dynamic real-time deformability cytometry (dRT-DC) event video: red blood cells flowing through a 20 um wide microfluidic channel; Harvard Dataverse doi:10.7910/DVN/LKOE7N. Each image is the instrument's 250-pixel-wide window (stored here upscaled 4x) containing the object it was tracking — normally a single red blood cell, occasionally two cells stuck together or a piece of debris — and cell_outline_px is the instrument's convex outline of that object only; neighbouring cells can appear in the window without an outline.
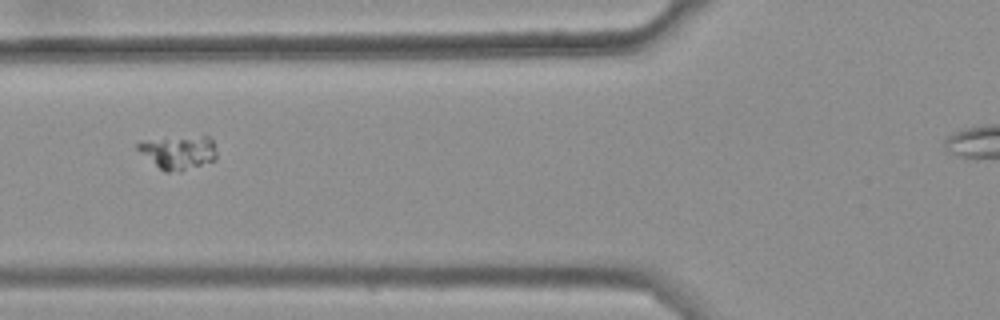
{"species": "common noctule bat (a hibernating species)", "species_latin": "Nyctalus noctula", "temperature_condition": "warm", "stored_images_in_passage": 43, "segment_of_instrument_passage": [2, 2], "camera_frame_rate_fps": 3000, "um_per_image_px": 0.085, "animal": {"sex": "female", "body_mass_g": 25.1}, "frame": {"image": 1, "passage_image": 12, "time_ms": 3.667, "image_size_px": [1000, 320], "cell_outline_px": [[216, 160], [180, 172], [164, 172], [136, 148], [136, 144], [140, 140], [204, 136], [208, 136], [212, 140], [216, 152]], "centroid_in_image_um": [15.17, 12.96], "position_along_channel_um": 110.6, "area_um2": 15.37}}
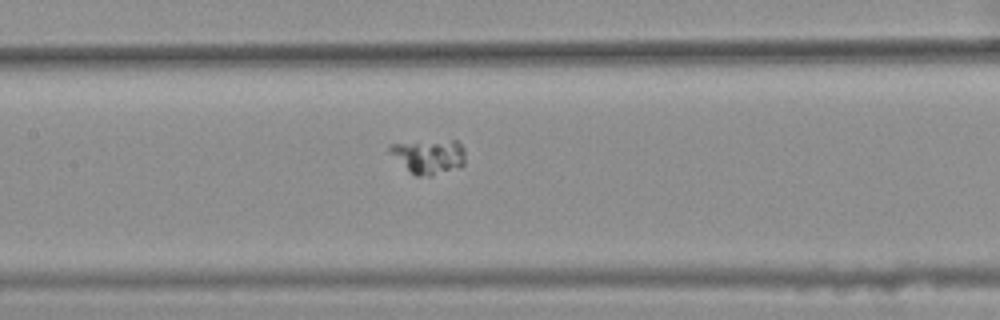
{"frame": {"image": 2, "passage_image": 17, "time_ms": 5.333, "image_size_px": [1000, 320], "cell_outline_px": [[464, 164], [460, 168], [428, 176], [416, 176], [388, 148], [388, 144], [452, 140], [456, 140], [464, 148]], "centroid_in_image_um": [36.54, 13.29], "position_along_channel_um": 170.9, "area_um2": 14.57}}
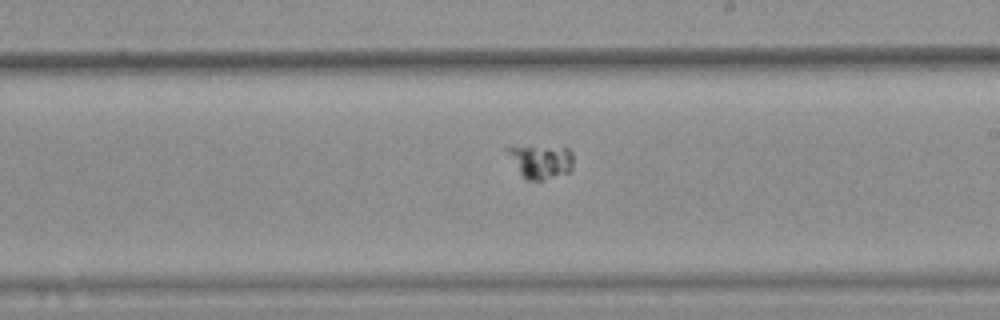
{"frame": {"image": 3, "passage_image": 23, "time_ms": 7.333, "image_size_px": [1000, 320], "cell_outline_px": [[572, 168], [568, 172], [540, 180], [528, 180], [520, 172], [508, 152], [508, 148], [568, 148], [572, 152]], "centroid_in_image_um": [46.05, 13.76], "position_along_channel_um": 243.0, "area_um2": 11.85}}